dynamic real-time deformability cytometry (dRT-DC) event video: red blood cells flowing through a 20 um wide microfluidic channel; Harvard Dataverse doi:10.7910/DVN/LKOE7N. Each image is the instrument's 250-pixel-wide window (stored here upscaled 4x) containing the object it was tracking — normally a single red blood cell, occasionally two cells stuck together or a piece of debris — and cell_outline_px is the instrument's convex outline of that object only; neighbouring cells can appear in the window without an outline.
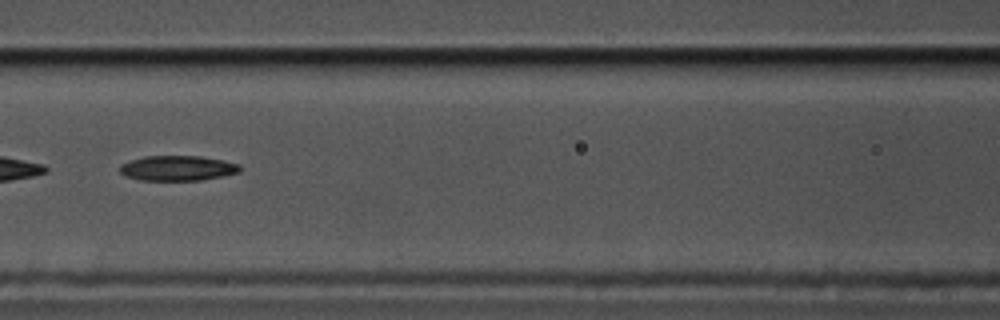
{"species": "common noctule bat (a hibernating species)", "species_latin": "Nyctalus noctula", "temperature_condition": "cold", "stored_images_in_passage": 59, "segment_of_instrument_passage": [2, 2], "camera_frame_rate_fps": 3000, "um_per_image_px": 0.085, "animal": {"sex": "male", "body_mass_g": 17.5, "forearm_length_mm": 52.3}, "frame": {"image": 1, "passage_image": 27, "time_ms": 8.667, "image_size_px": [1000, 320], "cell_outline_px": [[240, 172], [224, 176], [200, 180], [140, 180], [124, 176], [120, 172], [120, 164], [144, 156], [200, 156], [224, 160], [240, 164]], "centroid_in_image_um": [15.1, 14.29], "position_along_channel_um": 151.5, "area_um2": 17.63}}
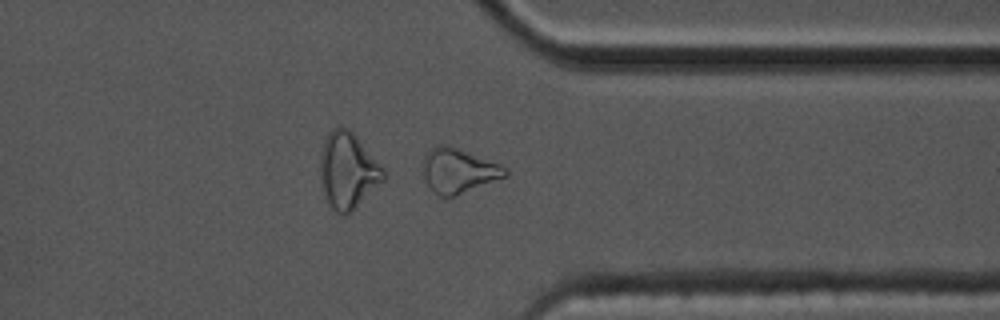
{"frame": {"image": 2, "passage_image": 47, "time_ms": 15.333, "image_size_px": [1000, 320], "cell_outline_px": [[508, 176], [456, 196], [436, 196], [432, 192], [424, 176], [420, 164], [424, 156], [432, 148], [440, 144], [448, 144], [468, 152], [496, 164], [504, 168], [508, 172]], "centroid_in_image_um": [38.91, 14.53], "position_along_channel_um": 372.5, "area_um2": 21.33}}